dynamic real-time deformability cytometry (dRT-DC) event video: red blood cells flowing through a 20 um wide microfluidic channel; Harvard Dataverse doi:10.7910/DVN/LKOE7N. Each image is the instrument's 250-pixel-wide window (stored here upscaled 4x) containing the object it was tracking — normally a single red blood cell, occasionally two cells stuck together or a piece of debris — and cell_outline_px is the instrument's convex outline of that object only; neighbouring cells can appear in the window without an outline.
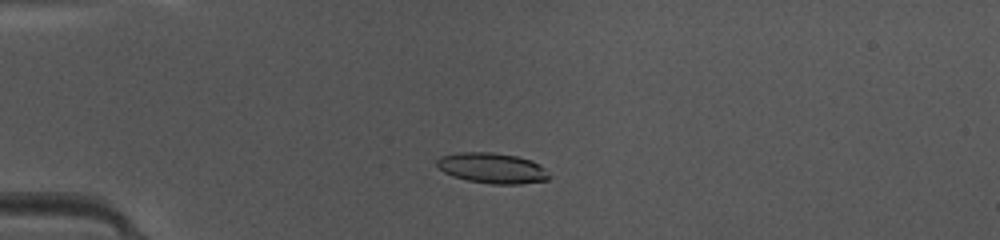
{"species": "common noctule bat (a hibernating species)", "species_latin": "Nyctalus noctula", "temperature_condition": "warm", "stored_images_in_passage": 37, "camera_frame_rate_fps": 3000, "um_per_image_px": 0.085, "animal": {"sex": "female", "body_mass_g": 10.0, "forearm_length_mm": 53.1}, "frame": {"image": 1, "passage_image": 7, "time_ms": 2.0, "image_size_px": [1000, 240], "cell_outline_px": [[552, 176], [548, 180], [520, 184], [492, 184], [468, 180], [452, 176], [444, 172], [436, 164], [436, 160], [440, 156], [456, 152], [492, 152], [516, 156], [532, 160], [540, 164]], "centroid_in_image_um": [41.85, 14.28], "position_along_channel_um": 43.1, "area_um2": 20.11}}
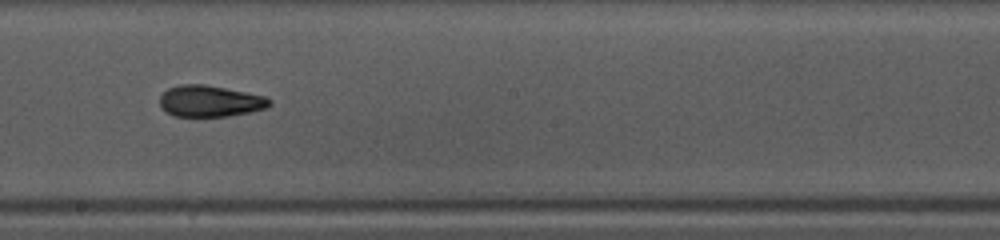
{"frame": {"image": 2, "passage_image": 22, "time_ms": 7.0, "image_size_px": [1000, 240], "cell_outline_px": [[272, 104], [268, 108], [228, 116], [172, 116], [160, 108], [160, 96], [168, 88], [180, 84], [204, 84], [264, 96], [272, 100]], "centroid_in_image_um": [17.83, 8.6], "position_along_channel_um": 230.4, "area_um2": 20.06}}
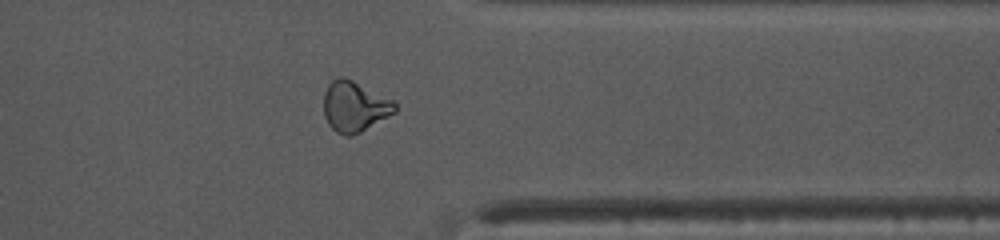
{"frame": {"image": 3, "passage_image": 33, "time_ms": 10.667, "image_size_px": [1000, 240], "cell_outline_px": [[396, 112], [360, 132], [352, 136], [344, 136], [336, 132], [328, 124], [324, 116], [324, 92], [328, 84], [332, 80], [340, 76], [344, 76], [392, 100], [396, 104]], "centroid_in_image_um": [30.11, 9.06], "position_along_channel_um": 381.3, "area_um2": 20.87}, "authors_computed_cell_mechanics": {"area_um2": 19.8832, "velocity_mm_per_s": 4.2122, "shape_relaxation_time_tau1_ms": 3.5871, "shape_relaxation_time_tau2_ms": 2.0265, "deformation_change_tau1": 0.1617, "deformation_change_tau2": 0.0999}}